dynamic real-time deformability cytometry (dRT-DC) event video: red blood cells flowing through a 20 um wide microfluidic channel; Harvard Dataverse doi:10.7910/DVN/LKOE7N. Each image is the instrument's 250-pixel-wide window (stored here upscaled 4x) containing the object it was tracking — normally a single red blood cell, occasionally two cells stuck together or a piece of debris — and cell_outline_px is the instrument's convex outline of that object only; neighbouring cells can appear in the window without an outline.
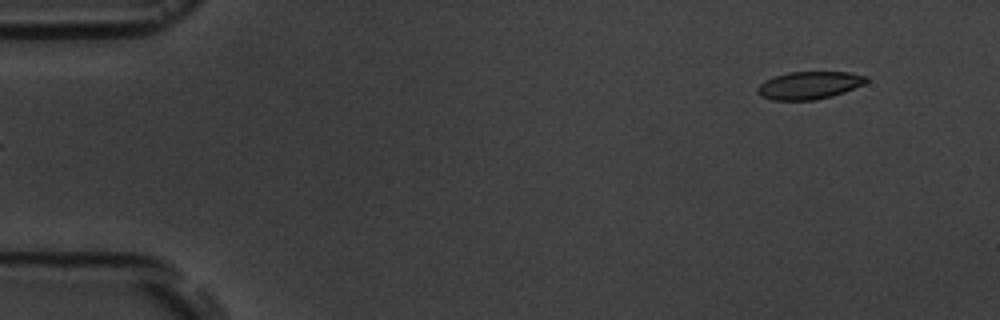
{"species": "common noctule bat (a hibernating species)", "species_latin": "Nyctalus noctula", "temperature_condition": "room temperature", "stored_images_in_passage": 6, "segment_of_instrument_passage": [2, 2], "camera_frame_rate_fps": 3000, "um_per_image_px": 0.085, "animal": {"sex": "male", "body_mass_g": 19.5, "forearm_length_mm": 54.6}, "frame": {"image": 1, "passage_image": 6, "time_ms": 6.333, "image_size_px": [1000, 320], "cell_outline_px": [[868, 80], [864, 84], [844, 92], [832, 96], [816, 100], [772, 100], [760, 96], [756, 92], [756, 88], [764, 80], [788, 72], [848, 72], [868, 76]], "centroid_in_image_um": [68.77, 7.25], "position_along_channel_um": 16.2, "area_um2": 17.63}}